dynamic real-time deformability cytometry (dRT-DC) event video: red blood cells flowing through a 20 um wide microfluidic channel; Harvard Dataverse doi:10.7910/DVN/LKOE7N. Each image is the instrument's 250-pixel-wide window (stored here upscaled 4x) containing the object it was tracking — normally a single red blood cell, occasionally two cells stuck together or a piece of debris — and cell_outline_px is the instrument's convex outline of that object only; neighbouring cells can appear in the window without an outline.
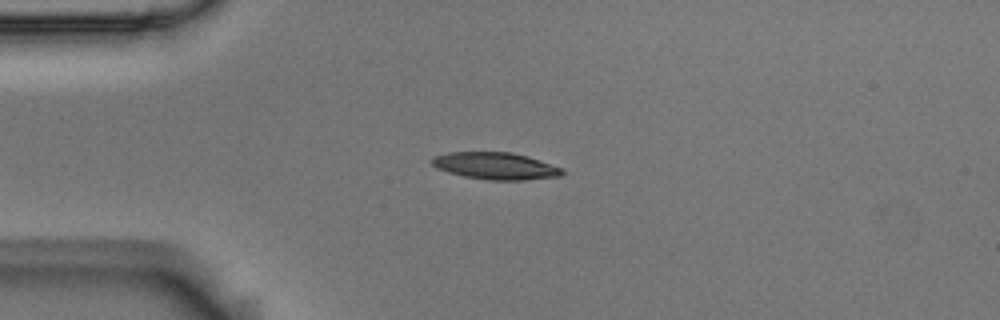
{"species": "Egyptian fruit bat (a non-hibernating species)", "species_latin": "Rousettus aegyptiacus", "temperature_condition": "room temperature", "stored_images_in_passage": 9, "camera_frame_rate_fps": 3000, "um_per_image_px": 0.085, "animal": {"sex": "male"}, "frame": {"image": 1, "passage_image": 3, "time_ms": 0.667, "image_size_px": [1000, 320], "cell_outline_px": [[564, 172], [560, 176], [524, 180], [488, 180], [464, 176], [448, 172], [436, 168], [428, 160], [432, 156], [448, 152], [512, 152], [528, 156], [564, 168]], "centroid_in_image_um": [42.1, 14.09], "position_along_channel_um": 42.9, "area_um2": 20.75}}
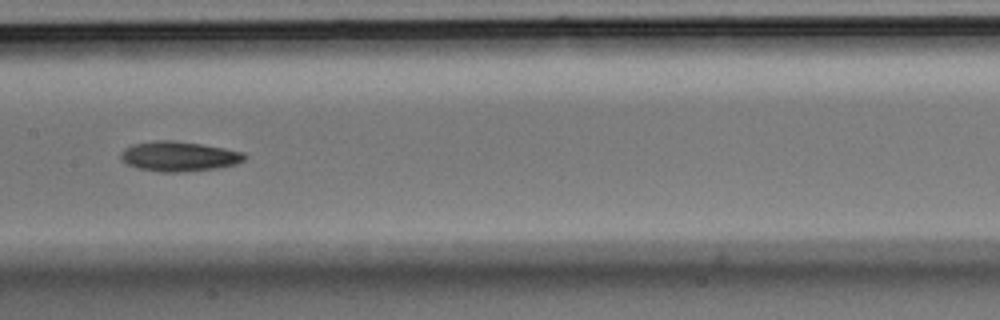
{"frame": {"image": 2, "passage_image": 7, "time_ms": 2.0, "image_size_px": [1000, 320], "cell_outline_px": [[248, 156], [244, 160], [236, 164], [216, 168], [184, 172], [160, 172], [136, 168], [120, 160], [120, 152], [124, 148], [132, 144], [156, 140], [172, 140], [200, 144], [224, 148], [244, 152]], "centroid_in_image_um": [15.18, 13.29], "position_along_channel_um": 192.2, "area_um2": 21.73}}
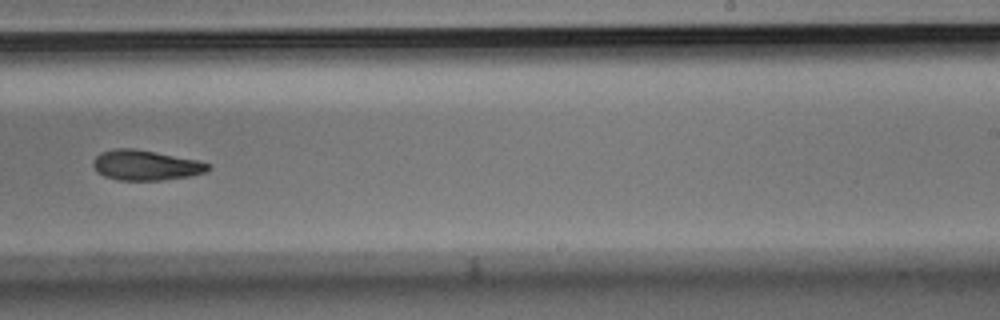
{"frame": {"image": 3, "passage_image": 9, "time_ms": 2.667, "image_size_px": [1000, 320], "cell_outline_px": [[212, 168], [204, 172], [188, 176], [160, 180], [116, 180], [104, 176], [96, 172], [92, 164], [92, 160], [100, 152], [116, 148], [132, 148], [196, 160], [212, 164]], "centroid_in_image_um": [12.33, 14.05], "position_along_channel_um": 276.7, "area_um2": 20.11}}